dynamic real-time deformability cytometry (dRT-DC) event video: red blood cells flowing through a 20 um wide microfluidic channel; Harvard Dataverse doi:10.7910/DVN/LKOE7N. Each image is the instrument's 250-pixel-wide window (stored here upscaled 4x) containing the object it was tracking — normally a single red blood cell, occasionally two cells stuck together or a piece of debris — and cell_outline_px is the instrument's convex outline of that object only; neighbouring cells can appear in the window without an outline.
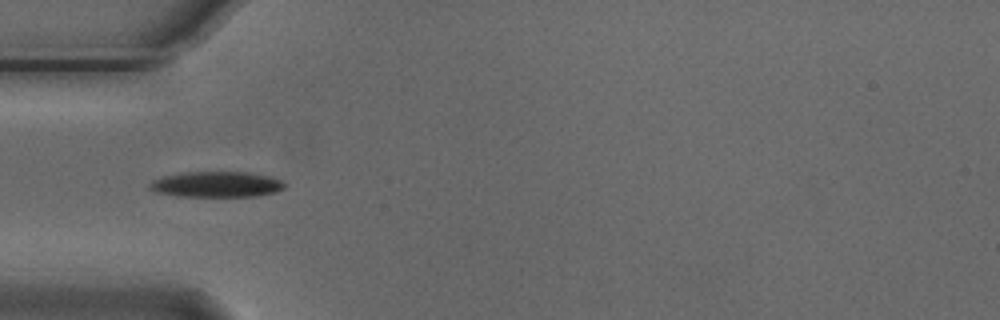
{"species": "Egyptian fruit bat (a non-hibernating species)", "species_latin": "Rousettus aegyptiacus", "temperature_condition": "cold", "stored_images_in_passage": 8, "camera_frame_rate_fps": 3000, "um_per_image_px": 0.085, "animal": {"sex": "male"}, "frame": {"image": 1, "passage_image": 4, "time_ms": 1.0, "image_size_px": [1000, 320], "cell_outline_px": [[284, 188], [276, 192], [256, 196], [176, 196], [156, 192], [148, 188], [148, 184], [152, 180], [164, 176], [184, 172], [248, 172], [272, 176], [280, 180], [284, 184]], "centroid_in_image_um": [18.39, 15.67], "position_along_channel_um": 66.6, "area_um2": 20.23}}
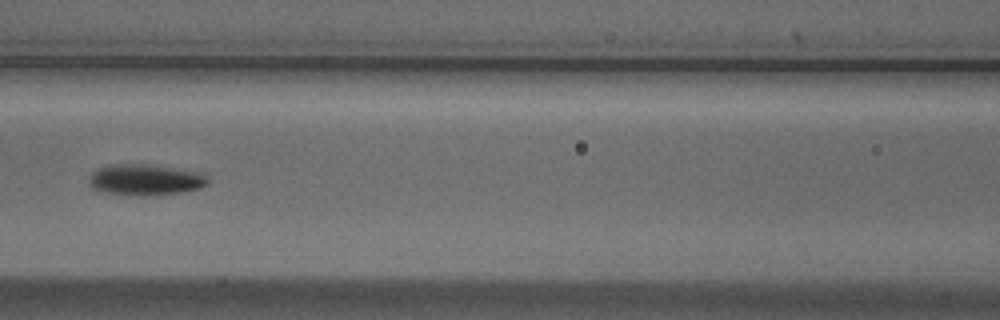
{"frame": {"image": 2, "passage_image": 6, "time_ms": 1.667, "image_size_px": [1000, 320], "cell_outline_px": [[208, 184], [200, 188], [180, 192], [148, 196], [140, 196], [104, 192], [92, 188], [88, 184], [88, 180], [92, 172], [96, 168], [108, 164], [148, 164], [200, 172], [208, 180]], "centroid_in_image_um": [12.29, 15.27], "position_along_channel_um": 154.3, "area_um2": 21.62}}
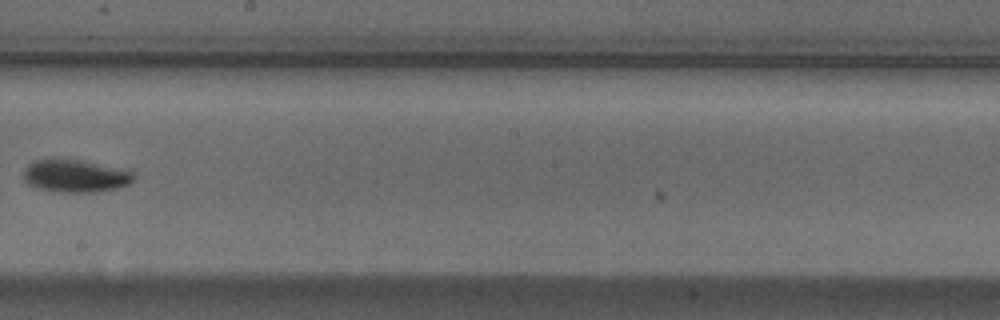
{"frame": {"image": 3, "passage_image": 8, "time_ms": 2.333, "image_size_px": [1000, 320], "cell_outline_px": [[136, 180], [120, 188], [96, 192], [56, 192], [40, 188], [28, 184], [24, 180], [24, 168], [28, 164], [36, 160], [52, 156], [60, 156], [124, 168], [132, 172], [136, 176]], "centroid_in_image_um": [6.42, 14.91], "position_along_channel_um": 241.8, "area_um2": 21.85}}